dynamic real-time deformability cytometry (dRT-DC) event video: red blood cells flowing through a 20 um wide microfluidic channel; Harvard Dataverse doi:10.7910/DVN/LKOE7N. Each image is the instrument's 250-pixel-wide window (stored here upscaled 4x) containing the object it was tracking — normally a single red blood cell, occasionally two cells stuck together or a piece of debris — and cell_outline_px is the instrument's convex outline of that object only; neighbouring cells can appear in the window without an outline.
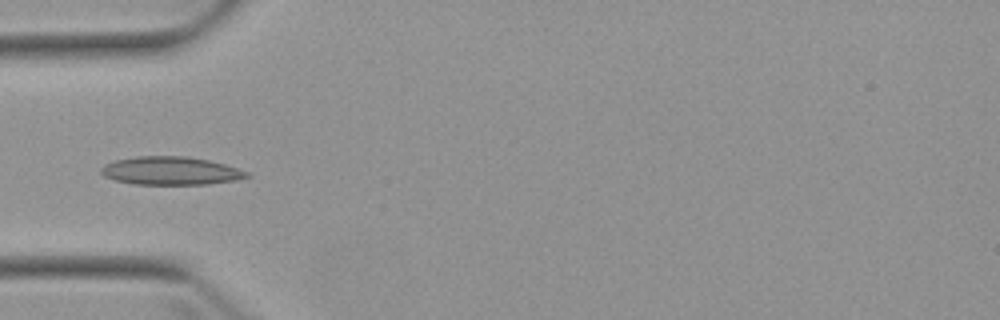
{"species": "Egyptian fruit bat (a non-hibernating species)", "species_latin": "Rousettus aegyptiacus", "temperature_condition": "warm", "stored_images_in_passage": 5, "camera_frame_rate_fps": 3000, "um_per_image_px": 0.085, "animal": {"sex": "female"}, "frame": {"image": 1, "passage_image": 4, "time_ms": 4.0, "image_size_px": [1000, 320], "cell_outline_px": [[252, 176], [236, 180], [208, 184], [132, 184], [116, 180], [104, 176], [100, 172], [100, 168], [104, 164], [116, 160], [136, 156], [188, 156], [208, 160], [224, 164], [248, 172]], "centroid_in_image_um": [14.5, 14.51], "position_along_channel_um": 70.5, "area_um2": 23.93}}
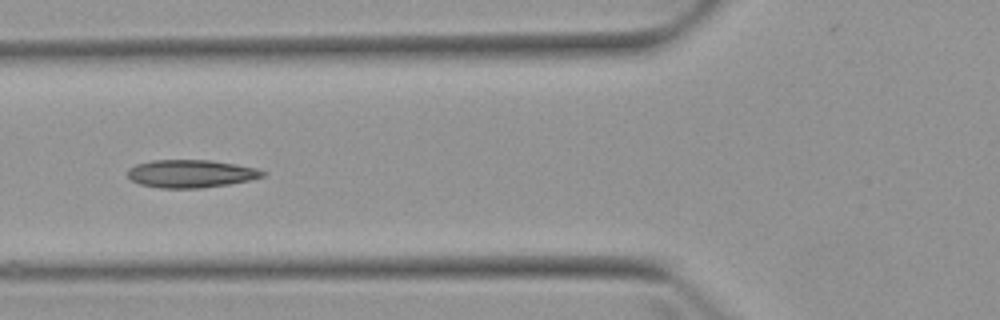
{"frame": {"image": 2, "passage_image": 5, "time_ms": 5.0, "image_size_px": [1000, 320], "cell_outline_px": [[268, 172], [264, 176], [248, 180], [228, 184], [200, 188], [160, 188], [140, 184], [132, 180], [128, 176], [128, 168], [136, 164], [152, 160], [212, 160], [236, 164], [256, 168]], "centroid_in_image_um": [16.23, 14.75], "position_along_channel_um": 109.6, "area_um2": 21.91}}